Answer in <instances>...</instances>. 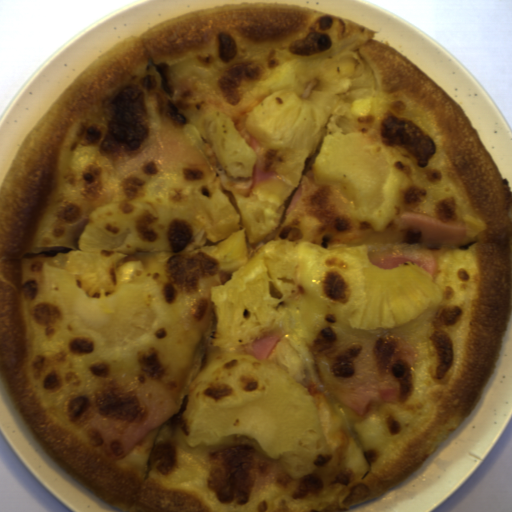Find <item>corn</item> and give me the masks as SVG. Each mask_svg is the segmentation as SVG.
<instances>
[{
    "label": "corn",
    "instance_id": "obj_1",
    "mask_svg": "<svg viewBox=\"0 0 512 512\" xmlns=\"http://www.w3.org/2000/svg\"><path fill=\"white\" fill-rule=\"evenodd\" d=\"M144 264L142 261L124 263L117 271V284L133 283L140 278Z\"/></svg>",
    "mask_w": 512,
    "mask_h": 512
},
{
    "label": "corn",
    "instance_id": "obj_2",
    "mask_svg": "<svg viewBox=\"0 0 512 512\" xmlns=\"http://www.w3.org/2000/svg\"><path fill=\"white\" fill-rule=\"evenodd\" d=\"M372 108L371 99H357L353 101L351 115L356 119H366Z\"/></svg>",
    "mask_w": 512,
    "mask_h": 512
}]
</instances>
